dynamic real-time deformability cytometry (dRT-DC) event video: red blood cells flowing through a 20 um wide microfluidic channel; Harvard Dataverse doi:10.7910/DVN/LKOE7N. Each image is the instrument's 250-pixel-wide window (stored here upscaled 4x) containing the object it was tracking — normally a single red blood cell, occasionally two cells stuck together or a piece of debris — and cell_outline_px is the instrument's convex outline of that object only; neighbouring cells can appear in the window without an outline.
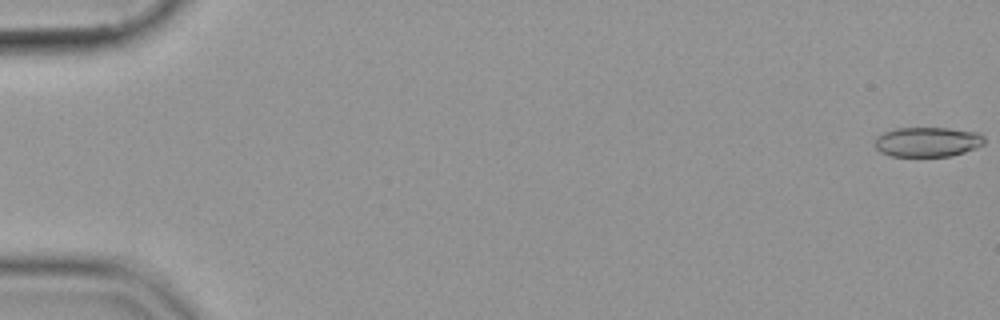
{"species": "common noctule bat (a hibernating species)", "species_latin": "Nyctalus noctula", "temperature_condition": "cold", "stored_images_in_passage": 55, "camera_frame_rate_fps": 3000, "um_per_image_px": 0.085, "animal": {"sex": "female", "body_mass_g": 19.9}, "frame": {"image": 1, "passage_image": 1, "time_ms": 0.0, "image_size_px": [1000, 320], "cell_outline_px": [[984, 144], [976, 148], [964, 152], [948, 156], [892, 156], [880, 152], [876, 148], [876, 136], [884, 132], [896, 128], [948, 128], [980, 132], [984, 136]], "centroid_in_image_um": [78.86, 12.05], "position_along_channel_um": 6.1, "area_um2": 19.02}}
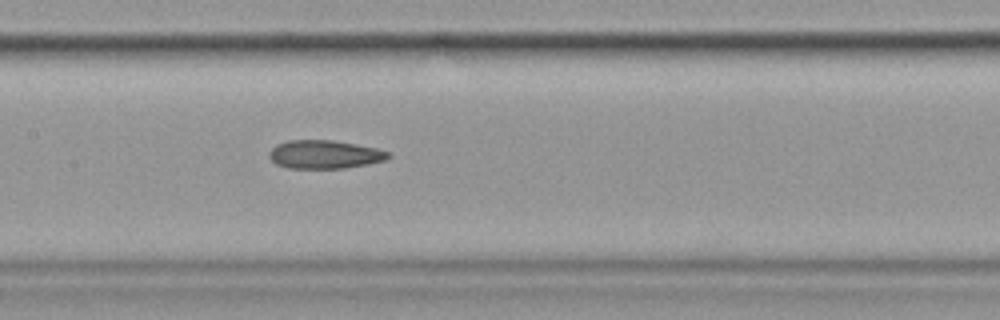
{"frame": {"image": 2, "passage_image": 28, "time_ms": 9.0, "image_size_px": [1000, 320], "cell_outline_px": [[392, 156], [388, 160], [368, 164], [344, 168], [288, 168], [276, 164], [268, 156], [268, 152], [276, 144], [288, 140], [332, 140], [356, 144], [376, 148], [388, 152]], "centroid_in_image_um": [27.59, 13.12], "position_along_channel_um": 179.8, "area_um2": 19.83}}
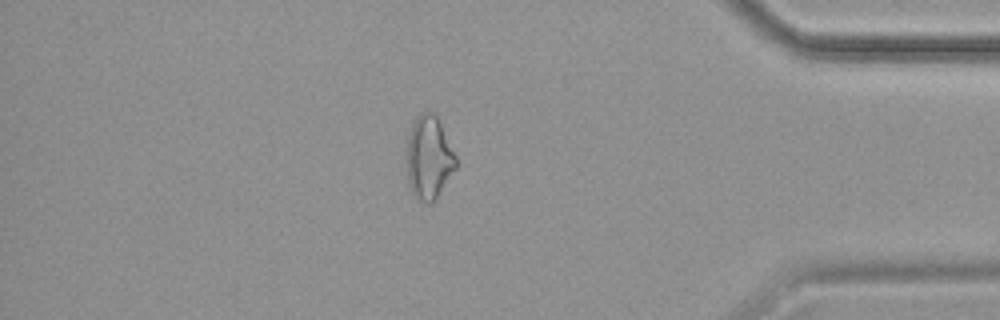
{"frame": {"image": 3, "passage_image": 48, "time_ms": 15.667, "image_size_px": [1000, 320], "cell_outline_px": [[456, 168], [432, 204], [428, 204], [416, 200], [412, 196], [408, 180], [408, 132], [412, 124], [420, 112], [432, 112], [436, 116], [456, 156]], "centroid_in_image_um": [36.45, 13.45], "position_along_channel_um": 398.8, "area_um2": 23.64}}